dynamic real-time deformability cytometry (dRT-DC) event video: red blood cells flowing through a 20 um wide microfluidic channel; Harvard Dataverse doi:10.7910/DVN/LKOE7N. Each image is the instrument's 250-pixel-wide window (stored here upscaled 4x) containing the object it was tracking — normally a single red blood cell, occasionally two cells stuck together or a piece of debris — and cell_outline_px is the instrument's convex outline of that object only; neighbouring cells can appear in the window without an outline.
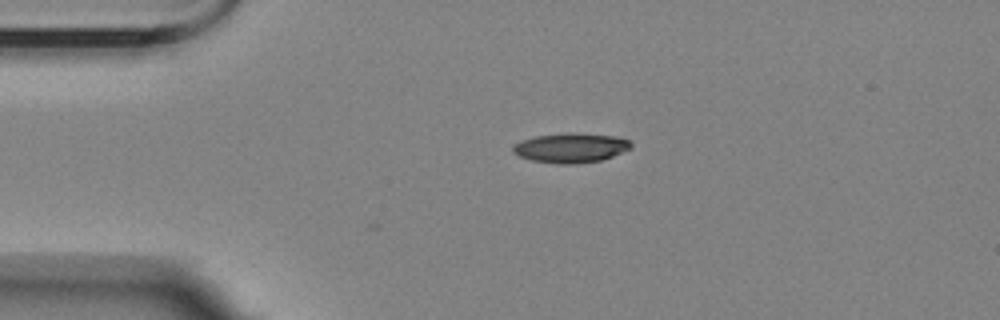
{"species": "Egyptian fruit bat (a non-hibernating species)", "species_latin": "Rousettus aegyptiacus", "temperature_condition": "room temperature", "stored_images_in_passage": 2, "camera_frame_rate_fps": 3000, "um_per_image_px": 0.085, "animal": {"sex": "female"}, "frame": {"image": 1, "passage_image": 2, "time_ms": 1.333, "image_size_px": [1000, 320], "cell_outline_px": [[632, 148], [612, 156], [600, 160], [572, 164], [560, 164], [532, 160], [520, 156], [512, 152], [512, 148], [520, 140], [536, 136], [564, 132], [576, 132], [616, 136], [628, 140], [632, 144]], "centroid_in_image_um": [48.52, 12.54], "position_along_channel_um": 36.5, "area_um2": 20.4}}